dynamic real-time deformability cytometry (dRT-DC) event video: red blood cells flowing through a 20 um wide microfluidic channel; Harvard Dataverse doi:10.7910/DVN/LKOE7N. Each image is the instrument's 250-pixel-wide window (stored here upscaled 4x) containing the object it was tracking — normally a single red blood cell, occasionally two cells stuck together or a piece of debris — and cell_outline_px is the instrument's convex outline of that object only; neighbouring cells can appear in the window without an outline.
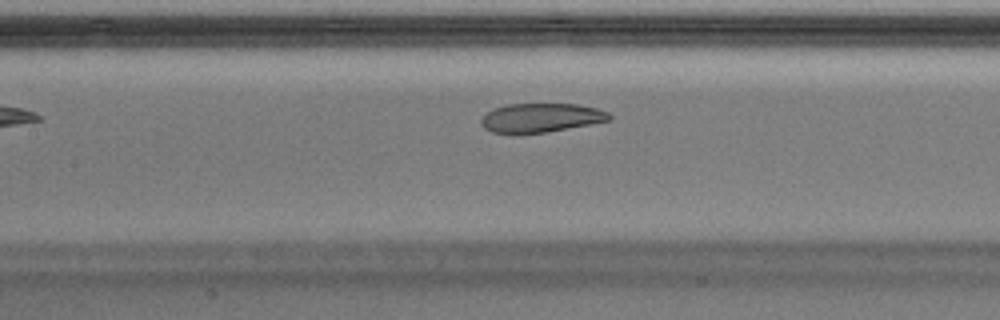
{"species": "Egyptian fruit bat (a non-hibernating species)", "species_latin": "Rousettus aegyptiacus", "temperature_condition": "warm", "stored_images_in_passage": 34, "camera_frame_rate_fps": 3000, "um_per_image_px": 0.085, "animal": {"sex": "male"}, "frame": {"image": 1, "passage_image": 10, "time_ms": 3.0, "image_size_px": [1000, 320], "cell_outline_px": [[612, 120], [544, 132], [492, 132], [484, 128], [480, 124], [480, 116], [492, 108], [508, 104], [576, 104], [596, 108], [608, 112], [612, 116]], "centroid_in_image_um": [45.95, 9.99], "position_along_channel_um": 161.5, "area_um2": 21.44}, "authors_computed_cell_mechanics": {"area_um2": 23.698, "velocity_mm_per_s": 4.0037, "shape_relaxation_time_tau1_ms": null, "shape_relaxation_time_tau2_ms": 1.873, "deformation_change_tau1": null, "deformation_change_tau2": 0.0796}}